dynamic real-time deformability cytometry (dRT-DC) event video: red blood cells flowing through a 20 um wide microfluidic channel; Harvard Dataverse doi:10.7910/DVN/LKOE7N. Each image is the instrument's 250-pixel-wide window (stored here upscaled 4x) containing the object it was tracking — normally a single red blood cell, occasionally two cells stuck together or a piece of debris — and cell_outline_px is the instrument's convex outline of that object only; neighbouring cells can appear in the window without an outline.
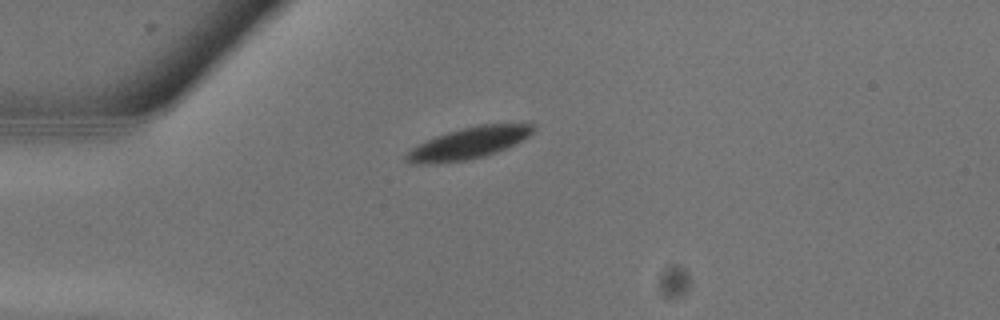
{"species": "common noctule bat (a hibernating species)", "species_latin": "Nyctalus noctula", "temperature_condition": "warm", "stored_images_in_passage": 4, "camera_frame_rate_fps": 3000, "um_per_image_px": 0.085, "animal": {"sex": "male", "body_mass_g": 13.3}, "frame": {"image": 1, "passage_image": 1, "time_ms": 0.0, "image_size_px": [1000, 320], "cell_outline_px": [[536, 128], [528, 136], [496, 152], [484, 156], [464, 160], [428, 164], [412, 164], [404, 160], [404, 156], [412, 148], [436, 136], [460, 128], [480, 124], [536, 124]], "centroid_in_image_um": [39.79, 12.16], "position_along_channel_um": 45.2, "area_um2": 22.89}}